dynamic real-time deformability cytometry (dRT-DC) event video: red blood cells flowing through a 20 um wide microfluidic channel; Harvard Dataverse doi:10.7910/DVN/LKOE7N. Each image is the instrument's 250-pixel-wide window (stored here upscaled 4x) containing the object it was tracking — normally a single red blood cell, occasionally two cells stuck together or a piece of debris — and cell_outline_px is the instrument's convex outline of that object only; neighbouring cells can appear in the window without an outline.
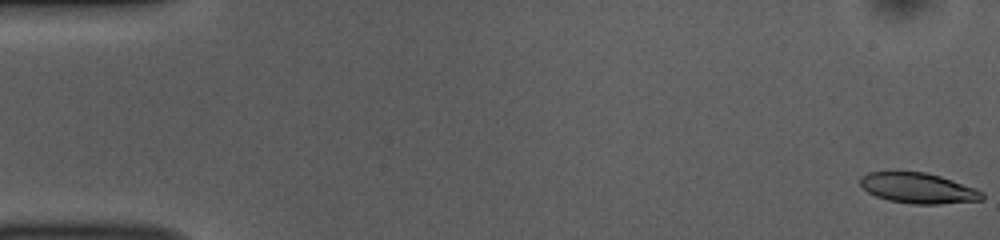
{"species": "common noctule bat (a hibernating species)", "species_latin": "Nyctalus noctula", "temperature_condition": "room temperature", "stored_images_in_passage": 10, "segment_of_instrument_passage": [1, 2], "camera_frame_rate_fps": 3000, "um_per_image_px": 0.085, "animal": {"sex": "female", "body_mass_g": 10.0, "forearm_length_mm": 53.1}, "frame": {"image": 1, "passage_image": 1, "time_ms": 0.0, "image_size_px": [1000, 240], "cell_outline_px": [[984, 200], [940, 204], [912, 204], [888, 200], [876, 196], [868, 192], [860, 184], [860, 176], [868, 172], [924, 172], [940, 176], [976, 188], [984, 192]], "centroid_in_image_um": [78.07, 16.0], "position_along_channel_um": 6.9, "area_um2": 21.68}}